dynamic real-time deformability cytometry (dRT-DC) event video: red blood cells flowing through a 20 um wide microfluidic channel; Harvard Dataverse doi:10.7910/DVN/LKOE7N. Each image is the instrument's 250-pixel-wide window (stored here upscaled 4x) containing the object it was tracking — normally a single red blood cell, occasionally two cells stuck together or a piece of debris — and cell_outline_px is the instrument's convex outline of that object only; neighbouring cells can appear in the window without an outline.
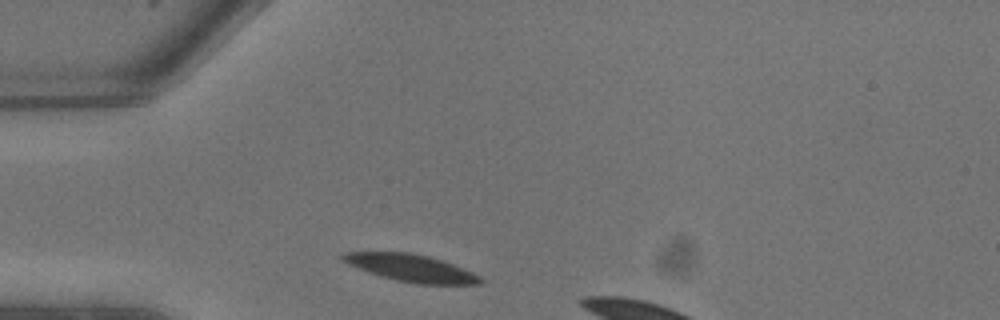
{"species": "common noctule bat (a hibernating species)", "species_latin": "Nyctalus noctula", "temperature_condition": "warm", "stored_images_in_passage": 4, "segment_of_instrument_passage": [1, 2], "camera_frame_rate_fps": 3000, "um_per_image_px": 0.085, "animal": {"sex": "male", "body_mass_g": 13.3}, "frame": {"image": 1, "passage_image": 1, "time_ms": 0.0, "image_size_px": [1000, 320], "cell_outline_px": [[484, 280], [480, 284], [416, 284], [396, 280], [348, 264], [340, 260], [340, 256], [344, 252], [408, 252], [428, 256], [452, 264], [472, 272], [480, 276]], "centroid_in_image_um": [34.95, 22.77], "position_along_channel_um": 50.1, "area_um2": 21.44}}
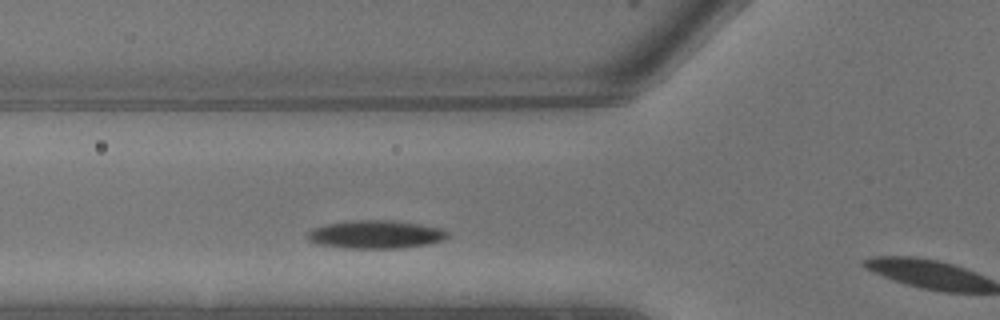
{"frame": {"image": 2, "passage_image": 3, "time_ms": 0.667, "image_size_px": [1000, 320], "cell_outline_px": [[448, 236], [444, 240], [428, 244], [400, 248], [344, 248], [320, 244], [308, 240], [304, 236], [312, 228], [324, 224], [352, 220], [388, 220], [416, 224], [440, 228], [448, 232]], "centroid_in_image_um": [31.88, 19.93], "position_along_channel_um": 93.9, "area_um2": 22.95}}